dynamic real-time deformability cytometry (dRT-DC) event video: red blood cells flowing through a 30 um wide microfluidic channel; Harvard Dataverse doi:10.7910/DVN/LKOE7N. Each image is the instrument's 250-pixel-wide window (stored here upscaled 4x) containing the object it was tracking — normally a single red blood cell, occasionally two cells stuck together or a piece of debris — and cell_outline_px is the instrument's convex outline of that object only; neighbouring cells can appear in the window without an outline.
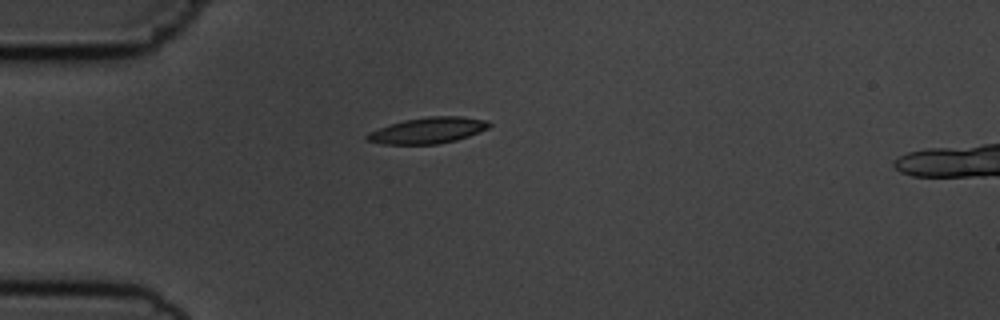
{"species": "common noctule bat (a hibernating species)", "species_latin": "Nyctalus noctula", "temperature_condition": "cold", "stored_images_in_passage": 1, "camera_frame_rate_fps": 3000, "um_per_image_px": 0.085, "animal": {"sex": "male", "body_mass_g": 19.5, "forearm_length_mm": 54.6}, "frame": {"image": 1, "passage_image": 1, "time_ms": 0.0, "image_size_px": [1000, 320], "cell_outline_px": [[492, 124], [488, 128], [468, 136], [456, 140], [436, 144], [384, 144], [364, 140], [364, 136], [368, 132], [404, 120], [428, 116], [464, 116], [488, 120]], "centroid_in_image_um": [36.38, 11.08], "position_along_channel_um": 48.6, "area_um2": 18.55}}